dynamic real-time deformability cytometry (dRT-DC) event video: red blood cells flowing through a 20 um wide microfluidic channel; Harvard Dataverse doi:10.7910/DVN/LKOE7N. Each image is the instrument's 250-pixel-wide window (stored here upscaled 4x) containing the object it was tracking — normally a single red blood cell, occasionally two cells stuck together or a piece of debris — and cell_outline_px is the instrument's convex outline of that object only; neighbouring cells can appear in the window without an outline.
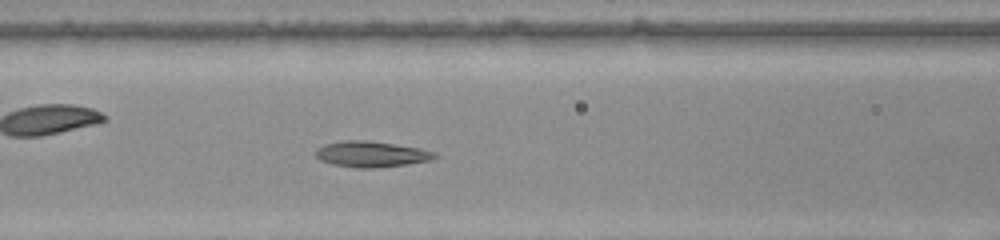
{"species": "common noctule bat (a hibernating species)", "species_latin": "Nyctalus noctula", "temperature_condition": "warm", "stored_images_in_passage": 49, "camera_frame_rate_fps": 3000, "um_per_image_px": 0.085, "animal": {"sex": "female", "body_mass_g": 22.0, "forearm_length_mm": 56.7}, "frame": {"image": 1, "passage_image": 19, "time_ms": 6.0, "image_size_px": [1000, 240], "cell_outline_px": [[436, 156], [432, 160], [408, 164], [376, 168], [356, 168], [332, 164], [320, 160], [316, 156], [316, 148], [324, 144], [344, 140], [368, 140], [420, 148], [436, 152]], "centroid_in_image_um": [31.55, 13.1], "position_along_channel_um": 135.0, "area_um2": 18.03}}
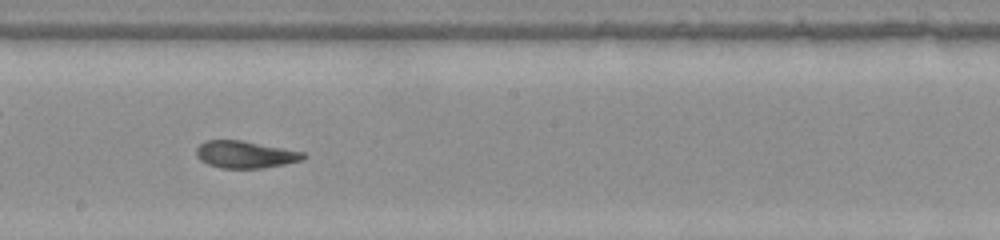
{"frame": {"image": 2, "passage_image": 26, "time_ms": 8.333, "image_size_px": [1000, 240], "cell_outline_px": [[308, 156], [304, 160], [264, 168], [220, 168], [208, 164], [200, 160], [196, 156], [196, 148], [200, 144], [208, 140], [240, 140], [304, 152]], "centroid_in_image_um": [20.85, 13.14], "position_along_channel_um": 227.3, "area_um2": 16.94}}
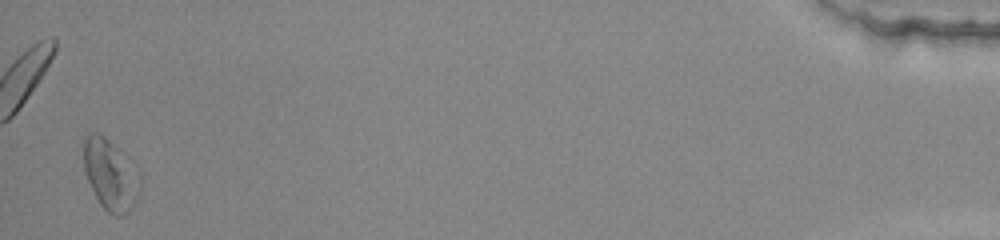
{"frame": {"image": 3, "passage_image": 48, "time_ms": 15.667, "image_size_px": [1000, 240], "cell_outline_px": [[140, 188], [136, 200], [128, 212], [120, 216], [112, 216], [100, 204], [88, 180], [84, 168], [84, 136], [88, 132], [96, 132], [104, 136], [112, 144], [140, 176]], "centroid_in_image_um": [9.35, 14.88], "position_along_channel_um": 425.8, "area_um2": 22.54}, "authors_computed_cell_mechanics": {"area_um2": 17.629, "velocity_mm_per_s": 3.9642, "shape_relaxation_time_tau1_ms": 6.3459, "shape_relaxation_time_tau2_ms": 2.0526, "deformation_change_tau1": 0.1801, "deformation_change_tau2": 0.097}}